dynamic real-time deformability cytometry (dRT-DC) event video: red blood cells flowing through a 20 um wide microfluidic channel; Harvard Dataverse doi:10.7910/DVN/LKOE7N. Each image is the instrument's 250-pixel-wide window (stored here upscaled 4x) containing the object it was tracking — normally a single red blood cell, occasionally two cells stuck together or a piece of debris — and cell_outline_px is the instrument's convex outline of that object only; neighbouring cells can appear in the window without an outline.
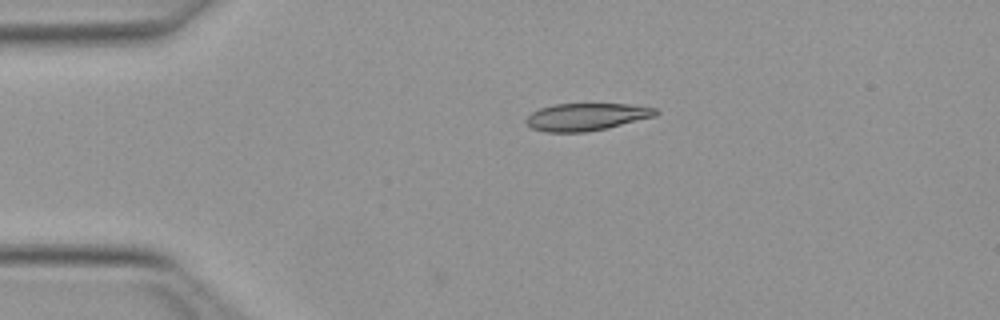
{"species": "Egyptian fruit bat (a non-hibernating species)", "species_latin": "Rousettus aegyptiacus", "temperature_condition": "warm", "stored_images_in_passage": 41, "camera_frame_rate_fps": 3000, "um_per_image_px": 0.085, "animal": {"sex": "female"}, "frame": {"image": 1, "passage_image": 1, "time_ms": 0.0, "image_size_px": [1000, 320], "cell_outline_px": [[660, 112], [656, 116], [608, 128], [584, 132], [544, 132], [532, 128], [524, 120], [532, 112], [540, 108], [556, 104], [632, 104], [656, 108]], "centroid_in_image_um": [49.87, 9.93], "position_along_channel_um": 35.1, "area_um2": 20.75}}
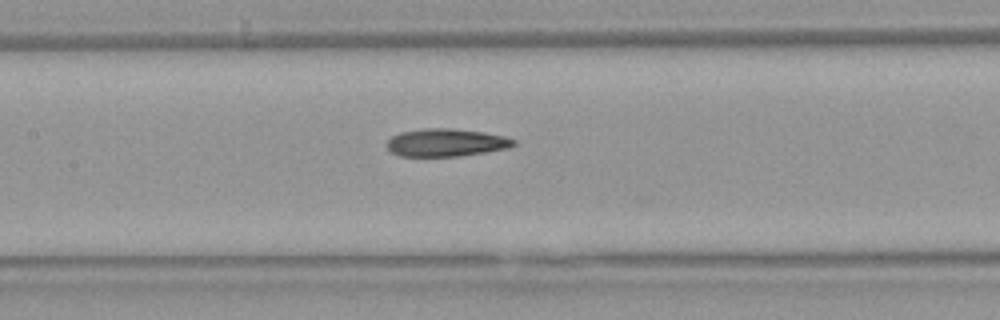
{"frame": {"image": 2, "passage_image": 14, "time_ms": 4.333, "image_size_px": [1000, 320], "cell_outline_px": [[516, 144], [508, 148], [460, 156], [400, 156], [392, 152], [384, 144], [392, 136], [400, 132], [424, 128], [452, 128], [484, 132], [504, 136], [516, 140]], "centroid_in_image_um": [37.9, 12.11], "position_along_channel_um": 169.5, "area_um2": 20.58}}
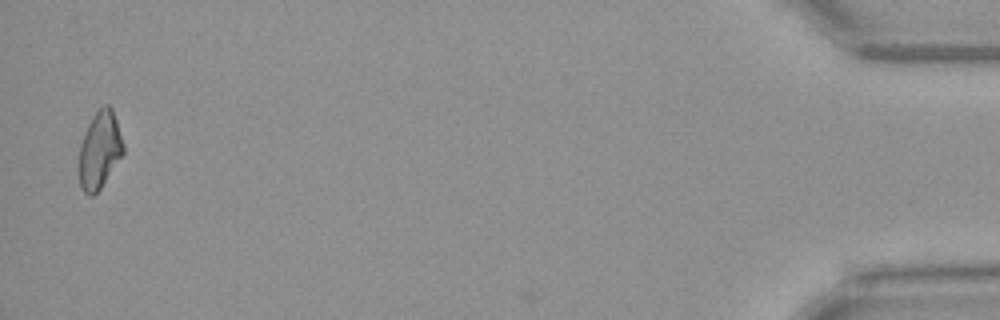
{"frame": {"image": 3, "passage_image": 40, "time_ms": 13.0, "image_size_px": [1000, 320], "cell_outline_px": [[124, 152], [100, 188], [92, 196], [88, 196], [80, 188], [80, 144], [84, 132], [92, 116], [104, 104], [108, 104], [112, 108], [124, 144]], "centroid_in_image_um": [8.47, 12.73], "position_along_channel_um": 426.7, "area_um2": 19.65}, "authors_computed_cell_mechanics": {"area_um2": 20.5768, "velocity_mm_per_s": 4.0326, "shape_relaxation_time_tau1_ms": null, "shape_relaxation_time_tau2_ms": 4.74, "deformation_change_tau1": null, "deformation_change_tau2": 0.1433}}